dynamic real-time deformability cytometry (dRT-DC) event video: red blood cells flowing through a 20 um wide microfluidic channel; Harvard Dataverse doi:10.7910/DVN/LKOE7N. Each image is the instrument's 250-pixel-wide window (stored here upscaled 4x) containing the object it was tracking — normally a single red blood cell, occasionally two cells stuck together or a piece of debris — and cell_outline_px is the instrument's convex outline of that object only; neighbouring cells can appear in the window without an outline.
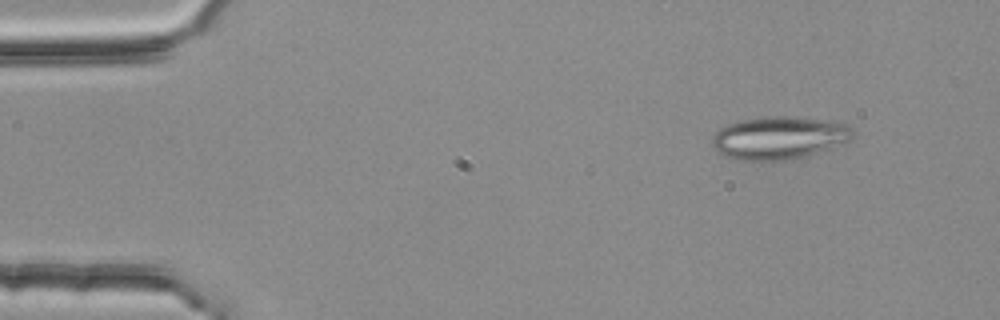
{"species": "common noctule bat (a hibernating species)", "species_latin": "Nyctalus noctula", "temperature_condition": "room temperature", "stored_images_in_passage": 4, "segment_of_instrument_passage": [1, 2], "camera_frame_rate_fps": 3000, "um_per_image_px": 0.085, "animal": {"sex": "female", "body_mass_g": 25.1}, "frame": {"image": 1, "passage_image": 1, "time_ms": 0.0, "image_size_px": [1000, 320], "cell_outline_px": [[856, 132], [848, 140], [816, 152], [804, 156], [788, 160], [740, 160], [728, 156], [720, 152], [712, 144], [712, 136], [720, 128], [728, 124], [740, 120], [768, 116], [788, 116], [832, 120], [848, 124]], "centroid_in_image_um": [66.23, 11.68], "position_along_channel_um": 18.8, "area_um2": 34.74}}